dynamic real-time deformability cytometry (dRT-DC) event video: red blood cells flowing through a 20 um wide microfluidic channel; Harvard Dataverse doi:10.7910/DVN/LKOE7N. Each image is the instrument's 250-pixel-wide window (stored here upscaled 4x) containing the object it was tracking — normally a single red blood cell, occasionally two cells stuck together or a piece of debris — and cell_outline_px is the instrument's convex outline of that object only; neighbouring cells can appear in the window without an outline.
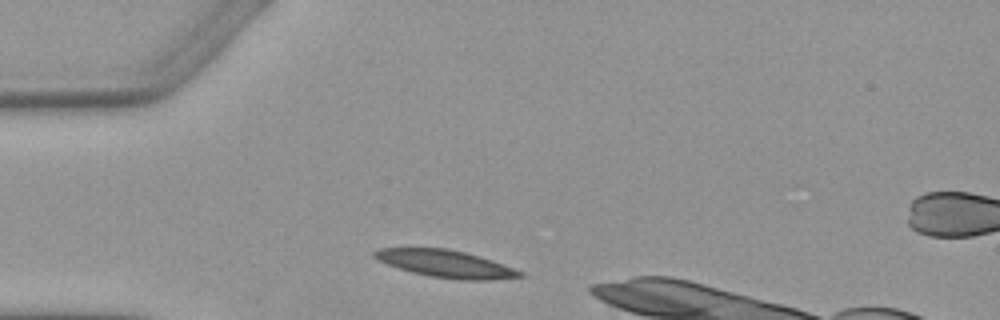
{"species": "Egyptian fruit bat (a non-hibernating species)", "species_latin": "Rousettus aegyptiacus", "temperature_condition": "warm", "stored_images_in_passage": 2, "segment_of_instrument_passage": [1, 2], "camera_frame_rate_fps": 3000, "um_per_image_px": 0.085, "animal": {"sex": "female"}, "frame": {"image": 1, "passage_image": 1, "time_ms": 0.0, "image_size_px": [1000, 320], "cell_outline_px": [[524, 276], [488, 280], [456, 280], [428, 276], [412, 272], [388, 264], [372, 256], [372, 252], [380, 248], [448, 248], [464, 252], [492, 260], [524, 272]], "centroid_in_image_um": [37.89, 22.42], "position_along_channel_um": 47.1, "area_um2": 23.0}}